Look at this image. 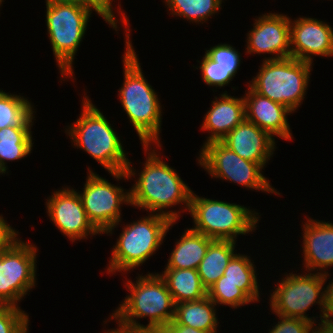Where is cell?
Returning <instances> with one entry per match:
<instances>
[{
	"label": "cell",
	"mask_w": 333,
	"mask_h": 333,
	"mask_svg": "<svg viewBox=\"0 0 333 333\" xmlns=\"http://www.w3.org/2000/svg\"><path fill=\"white\" fill-rule=\"evenodd\" d=\"M136 279L124 283L129 295L110 315V320L130 328L162 330L175 316V303L165 281L159 273L138 274ZM146 317L149 319L146 326L137 321Z\"/></svg>",
	"instance_id": "4"
},
{
	"label": "cell",
	"mask_w": 333,
	"mask_h": 333,
	"mask_svg": "<svg viewBox=\"0 0 333 333\" xmlns=\"http://www.w3.org/2000/svg\"><path fill=\"white\" fill-rule=\"evenodd\" d=\"M207 296L216 305H227L232 309L254 303L241 289L231 282H215L207 290Z\"/></svg>",
	"instance_id": "28"
},
{
	"label": "cell",
	"mask_w": 333,
	"mask_h": 333,
	"mask_svg": "<svg viewBox=\"0 0 333 333\" xmlns=\"http://www.w3.org/2000/svg\"><path fill=\"white\" fill-rule=\"evenodd\" d=\"M201 69L202 80L208 86L225 87L233 80L239 69H223L217 65V62L210 59L206 54L202 57V61H198Z\"/></svg>",
	"instance_id": "29"
},
{
	"label": "cell",
	"mask_w": 333,
	"mask_h": 333,
	"mask_svg": "<svg viewBox=\"0 0 333 333\" xmlns=\"http://www.w3.org/2000/svg\"><path fill=\"white\" fill-rule=\"evenodd\" d=\"M305 218L302 225L303 267L305 271L325 275L327 268L333 266V223Z\"/></svg>",
	"instance_id": "18"
},
{
	"label": "cell",
	"mask_w": 333,
	"mask_h": 333,
	"mask_svg": "<svg viewBox=\"0 0 333 333\" xmlns=\"http://www.w3.org/2000/svg\"><path fill=\"white\" fill-rule=\"evenodd\" d=\"M279 317L278 323L275 326H272V329L268 333H311L314 323L293 317Z\"/></svg>",
	"instance_id": "32"
},
{
	"label": "cell",
	"mask_w": 333,
	"mask_h": 333,
	"mask_svg": "<svg viewBox=\"0 0 333 333\" xmlns=\"http://www.w3.org/2000/svg\"><path fill=\"white\" fill-rule=\"evenodd\" d=\"M205 50V54L223 69H239L242 62L241 53L232 45L221 43Z\"/></svg>",
	"instance_id": "31"
},
{
	"label": "cell",
	"mask_w": 333,
	"mask_h": 333,
	"mask_svg": "<svg viewBox=\"0 0 333 333\" xmlns=\"http://www.w3.org/2000/svg\"><path fill=\"white\" fill-rule=\"evenodd\" d=\"M216 303L208 296L197 301L175 304V324H182L202 331H217L219 326Z\"/></svg>",
	"instance_id": "22"
},
{
	"label": "cell",
	"mask_w": 333,
	"mask_h": 333,
	"mask_svg": "<svg viewBox=\"0 0 333 333\" xmlns=\"http://www.w3.org/2000/svg\"><path fill=\"white\" fill-rule=\"evenodd\" d=\"M258 18V19H257ZM254 19L247 33V54H270L264 60L291 57L290 18L280 13H265Z\"/></svg>",
	"instance_id": "14"
},
{
	"label": "cell",
	"mask_w": 333,
	"mask_h": 333,
	"mask_svg": "<svg viewBox=\"0 0 333 333\" xmlns=\"http://www.w3.org/2000/svg\"><path fill=\"white\" fill-rule=\"evenodd\" d=\"M35 244L19 237L0 251V302L19 307L20 302L36 285L37 251Z\"/></svg>",
	"instance_id": "11"
},
{
	"label": "cell",
	"mask_w": 333,
	"mask_h": 333,
	"mask_svg": "<svg viewBox=\"0 0 333 333\" xmlns=\"http://www.w3.org/2000/svg\"><path fill=\"white\" fill-rule=\"evenodd\" d=\"M197 158L198 164L213 178L237 183L246 189L281 195L263 175L262 167L255 162L241 158L221 141L202 146Z\"/></svg>",
	"instance_id": "10"
},
{
	"label": "cell",
	"mask_w": 333,
	"mask_h": 333,
	"mask_svg": "<svg viewBox=\"0 0 333 333\" xmlns=\"http://www.w3.org/2000/svg\"><path fill=\"white\" fill-rule=\"evenodd\" d=\"M46 5L51 4H62V3H77V2H88L86 0H45Z\"/></svg>",
	"instance_id": "39"
},
{
	"label": "cell",
	"mask_w": 333,
	"mask_h": 333,
	"mask_svg": "<svg viewBox=\"0 0 333 333\" xmlns=\"http://www.w3.org/2000/svg\"><path fill=\"white\" fill-rule=\"evenodd\" d=\"M34 105L24 96L0 89V130L6 127H32Z\"/></svg>",
	"instance_id": "26"
},
{
	"label": "cell",
	"mask_w": 333,
	"mask_h": 333,
	"mask_svg": "<svg viewBox=\"0 0 333 333\" xmlns=\"http://www.w3.org/2000/svg\"><path fill=\"white\" fill-rule=\"evenodd\" d=\"M159 275L165 281L175 304L197 301L207 296V289L195 269L165 268Z\"/></svg>",
	"instance_id": "21"
},
{
	"label": "cell",
	"mask_w": 333,
	"mask_h": 333,
	"mask_svg": "<svg viewBox=\"0 0 333 333\" xmlns=\"http://www.w3.org/2000/svg\"><path fill=\"white\" fill-rule=\"evenodd\" d=\"M117 328L115 329H108L104 331V333H144L142 329L130 328L117 323Z\"/></svg>",
	"instance_id": "38"
},
{
	"label": "cell",
	"mask_w": 333,
	"mask_h": 333,
	"mask_svg": "<svg viewBox=\"0 0 333 333\" xmlns=\"http://www.w3.org/2000/svg\"><path fill=\"white\" fill-rule=\"evenodd\" d=\"M82 99L79 118L65 130L74 147L87 152L116 181L135 178L137 171L132 168V162L126 156L128 152H125L115 129L86 93Z\"/></svg>",
	"instance_id": "3"
},
{
	"label": "cell",
	"mask_w": 333,
	"mask_h": 333,
	"mask_svg": "<svg viewBox=\"0 0 333 333\" xmlns=\"http://www.w3.org/2000/svg\"><path fill=\"white\" fill-rule=\"evenodd\" d=\"M144 333H164L162 330H144Z\"/></svg>",
	"instance_id": "40"
},
{
	"label": "cell",
	"mask_w": 333,
	"mask_h": 333,
	"mask_svg": "<svg viewBox=\"0 0 333 333\" xmlns=\"http://www.w3.org/2000/svg\"><path fill=\"white\" fill-rule=\"evenodd\" d=\"M313 325L311 333H333V319H322Z\"/></svg>",
	"instance_id": "37"
},
{
	"label": "cell",
	"mask_w": 333,
	"mask_h": 333,
	"mask_svg": "<svg viewBox=\"0 0 333 333\" xmlns=\"http://www.w3.org/2000/svg\"><path fill=\"white\" fill-rule=\"evenodd\" d=\"M142 147L148 155L143 163L144 167L142 166L141 172L137 174L138 179L130 189V206L145 209L148 213L158 212L177 222L181 211L165 209L180 204L184 205L182 212L189 211L193 191L175 169L164 162L161 155L159 156L156 148L162 147L161 145L152 148L151 144H148Z\"/></svg>",
	"instance_id": "2"
},
{
	"label": "cell",
	"mask_w": 333,
	"mask_h": 333,
	"mask_svg": "<svg viewBox=\"0 0 333 333\" xmlns=\"http://www.w3.org/2000/svg\"><path fill=\"white\" fill-rule=\"evenodd\" d=\"M184 231L176 241L165 268L197 270L206 255L209 244L213 241V239L190 228H186Z\"/></svg>",
	"instance_id": "20"
},
{
	"label": "cell",
	"mask_w": 333,
	"mask_h": 333,
	"mask_svg": "<svg viewBox=\"0 0 333 333\" xmlns=\"http://www.w3.org/2000/svg\"><path fill=\"white\" fill-rule=\"evenodd\" d=\"M162 331L164 333H217V331H202L187 325L175 324L173 321L168 323Z\"/></svg>",
	"instance_id": "36"
},
{
	"label": "cell",
	"mask_w": 333,
	"mask_h": 333,
	"mask_svg": "<svg viewBox=\"0 0 333 333\" xmlns=\"http://www.w3.org/2000/svg\"><path fill=\"white\" fill-rule=\"evenodd\" d=\"M88 170L84 190L78 192L84 210L101 234H113L114 228L121 223V206L130 205V190L111 184L89 167Z\"/></svg>",
	"instance_id": "12"
},
{
	"label": "cell",
	"mask_w": 333,
	"mask_h": 333,
	"mask_svg": "<svg viewBox=\"0 0 333 333\" xmlns=\"http://www.w3.org/2000/svg\"><path fill=\"white\" fill-rule=\"evenodd\" d=\"M172 16L189 20L191 23H204L217 14L223 0H164Z\"/></svg>",
	"instance_id": "27"
},
{
	"label": "cell",
	"mask_w": 333,
	"mask_h": 333,
	"mask_svg": "<svg viewBox=\"0 0 333 333\" xmlns=\"http://www.w3.org/2000/svg\"><path fill=\"white\" fill-rule=\"evenodd\" d=\"M209 110L203 117L201 130L208 131L209 137L203 146L210 142L221 141L230 131L246 119L243 97L228 95L225 91L215 97Z\"/></svg>",
	"instance_id": "19"
},
{
	"label": "cell",
	"mask_w": 333,
	"mask_h": 333,
	"mask_svg": "<svg viewBox=\"0 0 333 333\" xmlns=\"http://www.w3.org/2000/svg\"><path fill=\"white\" fill-rule=\"evenodd\" d=\"M248 87L243 96L246 120L268 132L273 138L278 137L291 141L293 137L287 115H291L293 112L286 106L255 92L249 85Z\"/></svg>",
	"instance_id": "17"
},
{
	"label": "cell",
	"mask_w": 333,
	"mask_h": 333,
	"mask_svg": "<svg viewBox=\"0 0 333 333\" xmlns=\"http://www.w3.org/2000/svg\"><path fill=\"white\" fill-rule=\"evenodd\" d=\"M251 257L236 253L229 261L221 276L216 282H231L241 289L254 303L260 302L259 283L256 267Z\"/></svg>",
	"instance_id": "24"
},
{
	"label": "cell",
	"mask_w": 333,
	"mask_h": 333,
	"mask_svg": "<svg viewBox=\"0 0 333 333\" xmlns=\"http://www.w3.org/2000/svg\"><path fill=\"white\" fill-rule=\"evenodd\" d=\"M31 128L6 127L0 130V174L8 173L6 161H18L32 153Z\"/></svg>",
	"instance_id": "25"
},
{
	"label": "cell",
	"mask_w": 333,
	"mask_h": 333,
	"mask_svg": "<svg viewBox=\"0 0 333 333\" xmlns=\"http://www.w3.org/2000/svg\"><path fill=\"white\" fill-rule=\"evenodd\" d=\"M19 232L0 215V251L8 248L19 237Z\"/></svg>",
	"instance_id": "33"
},
{
	"label": "cell",
	"mask_w": 333,
	"mask_h": 333,
	"mask_svg": "<svg viewBox=\"0 0 333 333\" xmlns=\"http://www.w3.org/2000/svg\"><path fill=\"white\" fill-rule=\"evenodd\" d=\"M189 213L193 218V231L213 240L237 241L238 235L254 232L259 213L244 205L199 197L192 192Z\"/></svg>",
	"instance_id": "7"
},
{
	"label": "cell",
	"mask_w": 333,
	"mask_h": 333,
	"mask_svg": "<svg viewBox=\"0 0 333 333\" xmlns=\"http://www.w3.org/2000/svg\"><path fill=\"white\" fill-rule=\"evenodd\" d=\"M235 241L213 240L208 247L206 255L200 262L197 272L203 286L208 290L221 276L229 261L236 254Z\"/></svg>",
	"instance_id": "23"
},
{
	"label": "cell",
	"mask_w": 333,
	"mask_h": 333,
	"mask_svg": "<svg viewBox=\"0 0 333 333\" xmlns=\"http://www.w3.org/2000/svg\"><path fill=\"white\" fill-rule=\"evenodd\" d=\"M307 272V273H306ZM303 274H285L277 287L270 293V310L276 315L293 317L317 323L318 316L309 317L306 311L319 305L320 321L324 319V286L329 273L323 275L306 271ZM306 273V274H305ZM314 304V305H313ZM316 317V318H315Z\"/></svg>",
	"instance_id": "9"
},
{
	"label": "cell",
	"mask_w": 333,
	"mask_h": 333,
	"mask_svg": "<svg viewBox=\"0 0 333 333\" xmlns=\"http://www.w3.org/2000/svg\"><path fill=\"white\" fill-rule=\"evenodd\" d=\"M118 5L117 13L124 25L125 52L123 56L124 83L118 90L120 103L129 122L134 126L142 145H161L160 133L162 122V105L158 94L148 83L130 39V23L123 9ZM126 27V28H125Z\"/></svg>",
	"instance_id": "1"
},
{
	"label": "cell",
	"mask_w": 333,
	"mask_h": 333,
	"mask_svg": "<svg viewBox=\"0 0 333 333\" xmlns=\"http://www.w3.org/2000/svg\"><path fill=\"white\" fill-rule=\"evenodd\" d=\"M29 319L20 307L4 305L0 308V333H28Z\"/></svg>",
	"instance_id": "30"
},
{
	"label": "cell",
	"mask_w": 333,
	"mask_h": 333,
	"mask_svg": "<svg viewBox=\"0 0 333 333\" xmlns=\"http://www.w3.org/2000/svg\"><path fill=\"white\" fill-rule=\"evenodd\" d=\"M333 278L324 287V318L333 319Z\"/></svg>",
	"instance_id": "35"
},
{
	"label": "cell",
	"mask_w": 333,
	"mask_h": 333,
	"mask_svg": "<svg viewBox=\"0 0 333 333\" xmlns=\"http://www.w3.org/2000/svg\"><path fill=\"white\" fill-rule=\"evenodd\" d=\"M94 4L101 12L118 28V20L116 18L115 12L113 10V1L115 0H86Z\"/></svg>",
	"instance_id": "34"
},
{
	"label": "cell",
	"mask_w": 333,
	"mask_h": 333,
	"mask_svg": "<svg viewBox=\"0 0 333 333\" xmlns=\"http://www.w3.org/2000/svg\"><path fill=\"white\" fill-rule=\"evenodd\" d=\"M139 219L122 227V232L111 251L107 274L122 271L130 273L131 269L136 270L155 254L166 233L177 223L164 215L150 212L148 216Z\"/></svg>",
	"instance_id": "6"
},
{
	"label": "cell",
	"mask_w": 333,
	"mask_h": 333,
	"mask_svg": "<svg viewBox=\"0 0 333 333\" xmlns=\"http://www.w3.org/2000/svg\"><path fill=\"white\" fill-rule=\"evenodd\" d=\"M47 215L54 226L70 241L101 234L88 220L82 200L74 188L64 187L47 198Z\"/></svg>",
	"instance_id": "13"
},
{
	"label": "cell",
	"mask_w": 333,
	"mask_h": 333,
	"mask_svg": "<svg viewBox=\"0 0 333 333\" xmlns=\"http://www.w3.org/2000/svg\"><path fill=\"white\" fill-rule=\"evenodd\" d=\"M290 41L295 59L312 64L314 55L333 57V28L322 20L303 16L291 19Z\"/></svg>",
	"instance_id": "15"
},
{
	"label": "cell",
	"mask_w": 333,
	"mask_h": 333,
	"mask_svg": "<svg viewBox=\"0 0 333 333\" xmlns=\"http://www.w3.org/2000/svg\"><path fill=\"white\" fill-rule=\"evenodd\" d=\"M312 65L293 57L263 60L259 72L248 84L255 92L294 113L307 93Z\"/></svg>",
	"instance_id": "8"
},
{
	"label": "cell",
	"mask_w": 333,
	"mask_h": 333,
	"mask_svg": "<svg viewBox=\"0 0 333 333\" xmlns=\"http://www.w3.org/2000/svg\"><path fill=\"white\" fill-rule=\"evenodd\" d=\"M92 11H95L111 28L117 27L90 2L46 5L47 34L52 45L60 76L74 78L73 63L83 41Z\"/></svg>",
	"instance_id": "5"
},
{
	"label": "cell",
	"mask_w": 333,
	"mask_h": 333,
	"mask_svg": "<svg viewBox=\"0 0 333 333\" xmlns=\"http://www.w3.org/2000/svg\"><path fill=\"white\" fill-rule=\"evenodd\" d=\"M221 142L241 158L258 163L263 169L276 149L275 138L254 123L244 120Z\"/></svg>",
	"instance_id": "16"
}]
</instances>
